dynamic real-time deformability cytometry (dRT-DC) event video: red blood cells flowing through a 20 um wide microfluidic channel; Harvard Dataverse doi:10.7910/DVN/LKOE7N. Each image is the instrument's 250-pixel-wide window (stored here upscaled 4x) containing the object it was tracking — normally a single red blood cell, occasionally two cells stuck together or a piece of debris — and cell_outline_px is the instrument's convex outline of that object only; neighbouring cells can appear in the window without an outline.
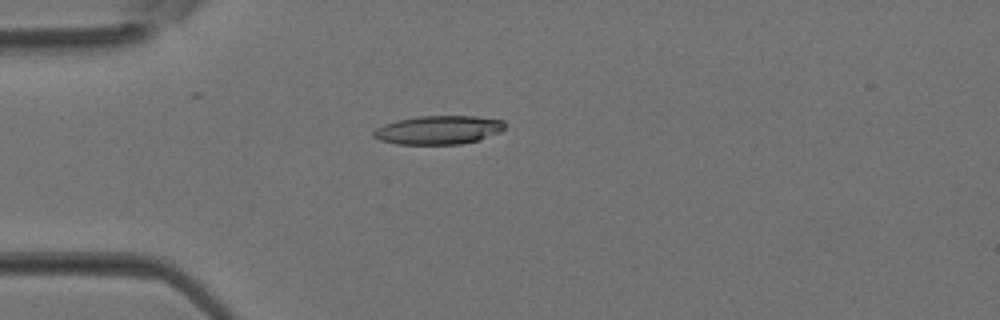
{"species": "Egyptian fruit bat (a non-hibernating species)", "species_latin": "Rousettus aegyptiacus", "temperature_condition": "room temperature", "stored_images_in_passage": 3, "camera_frame_rate_fps": 3000, "um_per_image_px": 0.085, "animal": {"sex": "female"}, "frame": {"image": 1, "passage_image": 3, "time_ms": 0.667, "image_size_px": [1000, 320], "cell_outline_px": [[504, 128], [500, 132], [480, 140], [460, 144], [396, 144], [380, 140], [372, 136], [372, 132], [376, 128], [384, 124], [396, 120], [420, 116], [476, 116], [504, 120]], "centroid_in_image_um": [37.27, 11.05], "position_along_channel_um": 47.7, "area_um2": 22.02}}